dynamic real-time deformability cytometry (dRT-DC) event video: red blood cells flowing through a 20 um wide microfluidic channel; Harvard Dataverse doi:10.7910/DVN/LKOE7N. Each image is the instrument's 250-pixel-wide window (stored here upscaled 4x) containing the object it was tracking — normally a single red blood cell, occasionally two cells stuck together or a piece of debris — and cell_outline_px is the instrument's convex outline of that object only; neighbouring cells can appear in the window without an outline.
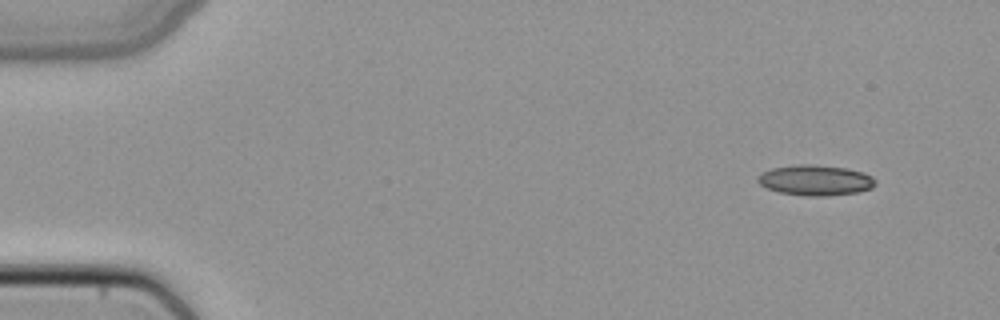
{"species": "common noctule bat (a hibernating species)", "species_latin": "Nyctalus noctula", "temperature_condition": "cold", "stored_images_in_passage": 46, "camera_frame_rate_fps": 3000, "um_per_image_px": 0.085, "animal": {"sex": "female", "body_mass_g": 22.7, "forearm_length_mm": 54.2}, "frame": {"image": 1, "passage_image": 1, "time_ms": 0.0, "image_size_px": [1000, 320], "cell_outline_px": [[876, 184], [872, 188], [856, 192], [828, 196], [804, 196], [780, 192], [768, 188], [760, 184], [756, 180], [756, 176], [772, 168], [796, 164], [812, 164], [844, 168], [864, 172], [872, 176], [876, 180]], "centroid_in_image_um": [69.31, 15.32], "position_along_channel_um": 15.7, "area_um2": 20.92}}
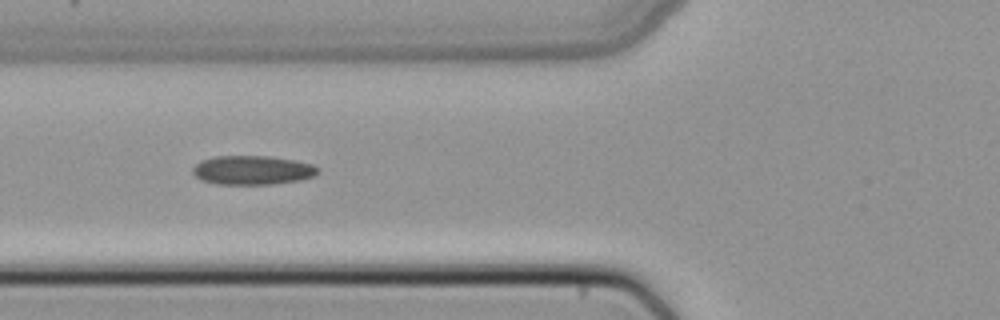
{"frame": {"image": 2, "passage_image": 16, "time_ms": 5.0, "image_size_px": [1000, 320], "cell_outline_px": [[320, 172], [316, 176], [300, 180], [272, 184], [216, 184], [200, 180], [192, 172], [192, 168], [200, 160], [216, 156], [272, 156], [296, 160], [312, 164], [320, 168]], "centroid_in_image_um": [21.49, 14.46], "position_along_channel_um": 104.3, "area_um2": 21.5}}
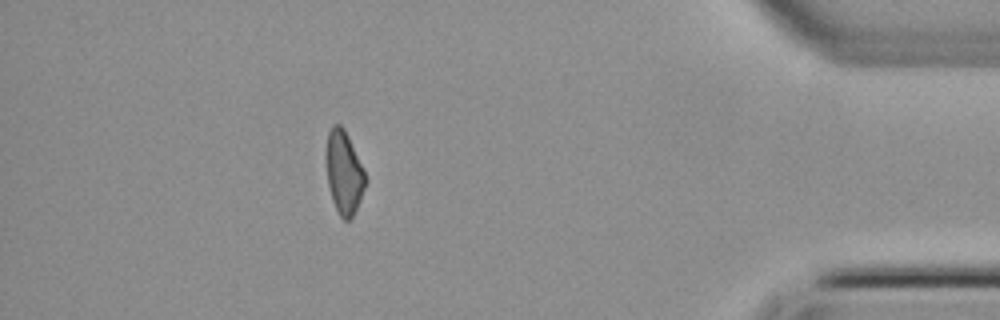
{"frame": {"image": 3, "passage_image": 41, "time_ms": 13.333, "image_size_px": [1000, 320], "cell_outline_px": [[364, 188], [360, 200], [352, 216], [348, 220], [344, 220], [340, 216], [332, 200], [328, 184], [324, 156], [328, 132], [332, 124], [340, 124], [344, 128], [364, 168]], "centroid_in_image_um": [29.19, 14.6], "position_along_channel_um": 406.0, "area_um2": 19.02}}